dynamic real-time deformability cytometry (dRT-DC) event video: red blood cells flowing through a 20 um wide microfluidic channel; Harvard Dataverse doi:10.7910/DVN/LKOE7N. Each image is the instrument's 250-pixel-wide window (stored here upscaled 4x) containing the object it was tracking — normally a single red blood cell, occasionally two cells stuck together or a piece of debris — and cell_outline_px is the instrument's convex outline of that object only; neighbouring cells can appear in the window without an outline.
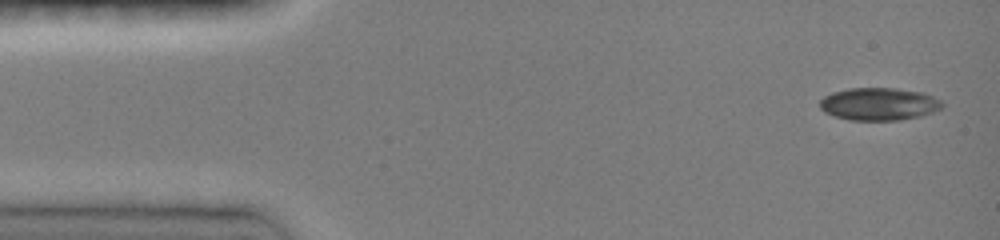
{"species": "common noctule bat (a hibernating species)", "species_latin": "Nyctalus noctula", "temperature_condition": "room temperature", "stored_images_in_passage": 4, "camera_frame_rate_fps": 3000, "um_per_image_px": 0.085, "animal": {"sex": "female", "body_mass_g": 19.0, "forearm_length_mm": 51.5}, "frame": {"image": 1, "passage_image": 1, "time_ms": 0.0, "image_size_px": [1000, 240], "cell_outline_px": [[944, 104], [940, 108], [932, 112], [920, 116], [900, 120], [848, 120], [824, 112], [820, 108], [820, 100], [824, 96], [832, 92], [848, 88], [896, 88], [924, 92], [940, 100]], "centroid_in_image_um": [74.7, 8.83], "position_along_channel_um": 10.3, "area_um2": 23.29}}
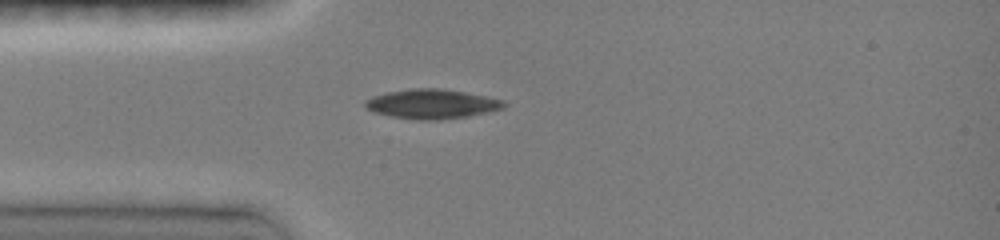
{"frame": {"image": 2, "passage_image": 4, "time_ms": 3.333, "image_size_px": [1000, 240], "cell_outline_px": [[508, 104], [504, 108], [488, 112], [468, 116], [436, 120], [420, 120], [392, 116], [372, 112], [364, 104], [364, 100], [372, 96], [388, 92], [408, 88], [440, 88], [464, 92], [504, 100]], "centroid_in_image_um": [36.71, 8.83], "position_along_channel_um": 48.3, "area_um2": 23.81}}